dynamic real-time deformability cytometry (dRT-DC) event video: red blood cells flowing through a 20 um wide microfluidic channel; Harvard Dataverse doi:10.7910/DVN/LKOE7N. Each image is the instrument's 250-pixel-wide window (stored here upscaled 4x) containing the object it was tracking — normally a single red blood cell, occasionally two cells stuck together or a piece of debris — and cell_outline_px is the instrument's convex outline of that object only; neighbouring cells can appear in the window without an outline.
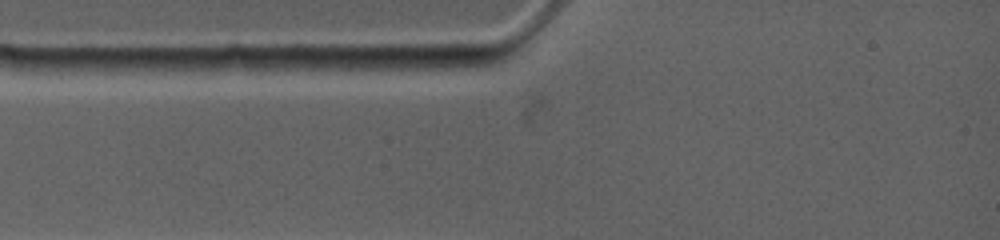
{"species": "common noctule bat (a hibernating species)", "species_latin": "Nyctalus noctula", "temperature_condition": "warm", "stored_images_in_passage": 3, "camera_frame_rate_fps": 4500, "um_per_image_px": 0.085, "animal": {"sex": "female", "body_mass_g": 19.0, "forearm_length_mm": 53.3}, "frame": {"image": 1, "passage_image": 1, "time_ms": 0.0, "image_size_px": [1000, 240], "cell_outline_px": [[244, 68], [232, 72], [140, 76], [128, 60], [228, 56], [240, 56], [244, 64]], "centroid_in_image_um": [15.94, 5.58], "position_along_channel_um": 69.1, "area_um2": 12.66}}